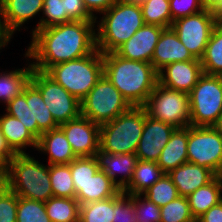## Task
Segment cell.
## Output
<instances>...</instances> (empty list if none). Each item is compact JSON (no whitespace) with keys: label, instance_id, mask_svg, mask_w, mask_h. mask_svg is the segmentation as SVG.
<instances>
[{"label":"cell","instance_id":"cell-19","mask_svg":"<svg viewBox=\"0 0 222 222\" xmlns=\"http://www.w3.org/2000/svg\"><path fill=\"white\" fill-rule=\"evenodd\" d=\"M95 158L99 170L104 171L121 190L130 183L138 161L136 154H109L100 149L96 152ZM118 174H122L119 180Z\"/></svg>","mask_w":222,"mask_h":222},{"label":"cell","instance_id":"cell-54","mask_svg":"<svg viewBox=\"0 0 222 222\" xmlns=\"http://www.w3.org/2000/svg\"><path fill=\"white\" fill-rule=\"evenodd\" d=\"M3 183V169L0 168V185Z\"/></svg>","mask_w":222,"mask_h":222},{"label":"cell","instance_id":"cell-18","mask_svg":"<svg viewBox=\"0 0 222 222\" xmlns=\"http://www.w3.org/2000/svg\"><path fill=\"white\" fill-rule=\"evenodd\" d=\"M190 60H196V58L181 43L173 28H164L151 59L153 67L159 71L167 64Z\"/></svg>","mask_w":222,"mask_h":222},{"label":"cell","instance_id":"cell-10","mask_svg":"<svg viewBox=\"0 0 222 222\" xmlns=\"http://www.w3.org/2000/svg\"><path fill=\"white\" fill-rule=\"evenodd\" d=\"M30 81L39 89L44 103L59 126L81 115L80 101L45 72L33 68Z\"/></svg>","mask_w":222,"mask_h":222},{"label":"cell","instance_id":"cell-28","mask_svg":"<svg viewBox=\"0 0 222 222\" xmlns=\"http://www.w3.org/2000/svg\"><path fill=\"white\" fill-rule=\"evenodd\" d=\"M29 64L27 68L0 73V102L2 100V103L7 104L23 92L30 81L33 70L32 64Z\"/></svg>","mask_w":222,"mask_h":222},{"label":"cell","instance_id":"cell-1","mask_svg":"<svg viewBox=\"0 0 222 222\" xmlns=\"http://www.w3.org/2000/svg\"><path fill=\"white\" fill-rule=\"evenodd\" d=\"M96 21H71L32 30V41L25 57L35 60L33 68L45 72L49 67L92 54L96 49Z\"/></svg>","mask_w":222,"mask_h":222},{"label":"cell","instance_id":"cell-47","mask_svg":"<svg viewBox=\"0 0 222 222\" xmlns=\"http://www.w3.org/2000/svg\"><path fill=\"white\" fill-rule=\"evenodd\" d=\"M196 222H222V201L207 210Z\"/></svg>","mask_w":222,"mask_h":222},{"label":"cell","instance_id":"cell-52","mask_svg":"<svg viewBox=\"0 0 222 222\" xmlns=\"http://www.w3.org/2000/svg\"><path fill=\"white\" fill-rule=\"evenodd\" d=\"M126 1H130V2H132V3L141 5V4L144 3L146 0H126Z\"/></svg>","mask_w":222,"mask_h":222},{"label":"cell","instance_id":"cell-20","mask_svg":"<svg viewBox=\"0 0 222 222\" xmlns=\"http://www.w3.org/2000/svg\"><path fill=\"white\" fill-rule=\"evenodd\" d=\"M177 187L179 196H189L201 186L211 182L217 175L210 169L186 162L168 173Z\"/></svg>","mask_w":222,"mask_h":222},{"label":"cell","instance_id":"cell-14","mask_svg":"<svg viewBox=\"0 0 222 222\" xmlns=\"http://www.w3.org/2000/svg\"><path fill=\"white\" fill-rule=\"evenodd\" d=\"M175 127L146 115L143 133L135 154L138 160L157 162Z\"/></svg>","mask_w":222,"mask_h":222},{"label":"cell","instance_id":"cell-13","mask_svg":"<svg viewBox=\"0 0 222 222\" xmlns=\"http://www.w3.org/2000/svg\"><path fill=\"white\" fill-rule=\"evenodd\" d=\"M59 128L64 132L77 157H92L99 150L100 125L79 116L63 123Z\"/></svg>","mask_w":222,"mask_h":222},{"label":"cell","instance_id":"cell-15","mask_svg":"<svg viewBox=\"0 0 222 222\" xmlns=\"http://www.w3.org/2000/svg\"><path fill=\"white\" fill-rule=\"evenodd\" d=\"M203 74L200 59L173 62L158 71V83L189 94Z\"/></svg>","mask_w":222,"mask_h":222},{"label":"cell","instance_id":"cell-33","mask_svg":"<svg viewBox=\"0 0 222 222\" xmlns=\"http://www.w3.org/2000/svg\"><path fill=\"white\" fill-rule=\"evenodd\" d=\"M113 217L114 196L80 205L79 222H112Z\"/></svg>","mask_w":222,"mask_h":222},{"label":"cell","instance_id":"cell-3","mask_svg":"<svg viewBox=\"0 0 222 222\" xmlns=\"http://www.w3.org/2000/svg\"><path fill=\"white\" fill-rule=\"evenodd\" d=\"M3 183L18 197L46 202L53 196L49 165L29 153L16 154L3 169Z\"/></svg>","mask_w":222,"mask_h":222},{"label":"cell","instance_id":"cell-4","mask_svg":"<svg viewBox=\"0 0 222 222\" xmlns=\"http://www.w3.org/2000/svg\"><path fill=\"white\" fill-rule=\"evenodd\" d=\"M97 23L96 47L101 53L114 52L144 24L141 6L118 0Z\"/></svg>","mask_w":222,"mask_h":222},{"label":"cell","instance_id":"cell-23","mask_svg":"<svg viewBox=\"0 0 222 222\" xmlns=\"http://www.w3.org/2000/svg\"><path fill=\"white\" fill-rule=\"evenodd\" d=\"M0 130L8 145L16 154L26 153L24 149H26L27 146H32L37 150L38 139L18 118L8 113L0 116Z\"/></svg>","mask_w":222,"mask_h":222},{"label":"cell","instance_id":"cell-11","mask_svg":"<svg viewBox=\"0 0 222 222\" xmlns=\"http://www.w3.org/2000/svg\"><path fill=\"white\" fill-rule=\"evenodd\" d=\"M187 158L217 175L222 166V135L214 126H188Z\"/></svg>","mask_w":222,"mask_h":222},{"label":"cell","instance_id":"cell-8","mask_svg":"<svg viewBox=\"0 0 222 222\" xmlns=\"http://www.w3.org/2000/svg\"><path fill=\"white\" fill-rule=\"evenodd\" d=\"M80 105L81 116L98 125L114 120L132 107L104 74Z\"/></svg>","mask_w":222,"mask_h":222},{"label":"cell","instance_id":"cell-22","mask_svg":"<svg viewBox=\"0 0 222 222\" xmlns=\"http://www.w3.org/2000/svg\"><path fill=\"white\" fill-rule=\"evenodd\" d=\"M37 150L49 154V165L69 164L77 158L64 132L59 127L42 133L38 139Z\"/></svg>","mask_w":222,"mask_h":222},{"label":"cell","instance_id":"cell-46","mask_svg":"<svg viewBox=\"0 0 222 222\" xmlns=\"http://www.w3.org/2000/svg\"><path fill=\"white\" fill-rule=\"evenodd\" d=\"M15 155L0 130V168L4 169Z\"/></svg>","mask_w":222,"mask_h":222},{"label":"cell","instance_id":"cell-5","mask_svg":"<svg viewBox=\"0 0 222 222\" xmlns=\"http://www.w3.org/2000/svg\"><path fill=\"white\" fill-rule=\"evenodd\" d=\"M45 73L81 101L103 76V57L99 50L87 56L61 62Z\"/></svg>","mask_w":222,"mask_h":222},{"label":"cell","instance_id":"cell-39","mask_svg":"<svg viewBox=\"0 0 222 222\" xmlns=\"http://www.w3.org/2000/svg\"><path fill=\"white\" fill-rule=\"evenodd\" d=\"M43 16L34 30L48 28L65 23L64 0H44Z\"/></svg>","mask_w":222,"mask_h":222},{"label":"cell","instance_id":"cell-12","mask_svg":"<svg viewBox=\"0 0 222 222\" xmlns=\"http://www.w3.org/2000/svg\"><path fill=\"white\" fill-rule=\"evenodd\" d=\"M216 25L214 13L202 10L199 13L176 19L171 27L191 54L196 59H201Z\"/></svg>","mask_w":222,"mask_h":222},{"label":"cell","instance_id":"cell-40","mask_svg":"<svg viewBox=\"0 0 222 222\" xmlns=\"http://www.w3.org/2000/svg\"><path fill=\"white\" fill-rule=\"evenodd\" d=\"M73 182H86L92 178L99 170L95 156L77 157L69 163Z\"/></svg>","mask_w":222,"mask_h":222},{"label":"cell","instance_id":"cell-21","mask_svg":"<svg viewBox=\"0 0 222 222\" xmlns=\"http://www.w3.org/2000/svg\"><path fill=\"white\" fill-rule=\"evenodd\" d=\"M76 199L80 205L105 200L115 196L121 189L102 170L86 182H73Z\"/></svg>","mask_w":222,"mask_h":222},{"label":"cell","instance_id":"cell-9","mask_svg":"<svg viewBox=\"0 0 222 222\" xmlns=\"http://www.w3.org/2000/svg\"><path fill=\"white\" fill-rule=\"evenodd\" d=\"M142 107L147 116L176 129L190 126V102L187 93L157 83Z\"/></svg>","mask_w":222,"mask_h":222},{"label":"cell","instance_id":"cell-32","mask_svg":"<svg viewBox=\"0 0 222 222\" xmlns=\"http://www.w3.org/2000/svg\"><path fill=\"white\" fill-rule=\"evenodd\" d=\"M140 6L145 24L164 28L172 26L169 0H146Z\"/></svg>","mask_w":222,"mask_h":222},{"label":"cell","instance_id":"cell-34","mask_svg":"<svg viewBox=\"0 0 222 222\" xmlns=\"http://www.w3.org/2000/svg\"><path fill=\"white\" fill-rule=\"evenodd\" d=\"M142 196L161 207L176 199L179 194L171 178L165 174L153 186L145 190Z\"/></svg>","mask_w":222,"mask_h":222},{"label":"cell","instance_id":"cell-31","mask_svg":"<svg viewBox=\"0 0 222 222\" xmlns=\"http://www.w3.org/2000/svg\"><path fill=\"white\" fill-rule=\"evenodd\" d=\"M53 196L75 198V188L69 164L49 165Z\"/></svg>","mask_w":222,"mask_h":222},{"label":"cell","instance_id":"cell-7","mask_svg":"<svg viewBox=\"0 0 222 222\" xmlns=\"http://www.w3.org/2000/svg\"><path fill=\"white\" fill-rule=\"evenodd\" d=\"M190 125L215 126L222 115V76L203 73L189 93Z\"/></svg>","mask_w":222,"mask_h":222},{"label":"cell","instance_id":"cell-53","mask_svg":"<svg viewBox=\"0 0 222 222\" xmlns=\"http://www.w3.org/2000/svg\"><path fill=\"white\" fill-rule=\"evenodd\" d=\"M217 177L221 180V182H222V166H221V168H220V170H219V172H218V174H217Z\"/></svg>","mask_w":222,"mask_h":222},{"label":"cell","instance_id":"cell-50","mask_svg":"<svg viewBox=\"0 0 222 222\" xmlns=\"http://www.w3.org/2000/svg\"><path fill=\"white\" fill-rule=\"evenodd\" d=\"M214 17L217 25L222 26V2L220 6L214 12Z\"/></svg>","mask_w":222,"mask_h":222},{"label":"cell","instance_id":"cell-51","mask_svg":"<svg viewBox=\"0 0 222 222\" xmlns=\"http://www.w3.org/2000/svg\"><path fill=\"white\" fill-rule=\"evenodd\" d=\"M219 133L222 135V115L220 117V119L218 120L217 124L214 126Z\"/></svg>","mask_w":222,"mask_h":222},{"label":"cell","instance_id":"cell-44","mask_svg":"<svg viewBox=\"0 0 222 222\" xmlns=\"http://www.w3.org/2000/svg\"><path fill=\"white\" fill-rule=\"evenodd\" d=\"M65 23L71 21H97L85 8L82 0H64Z\"/></svg>","mask_w":222,"mask_h":222},{"label":"cell","instance_id":"cell-26","mask_svg":"<svg viewBox=\"0 0 222 222\" xmlns=\"http://www.w3.org/2000/svg\"><path fill=\"white\" fill-rule=\"evenodd\" d=\"M222 182L216 176L208 184L201 186L187 196L192 216L197 220L212 206L222 201Z\"/></svg>","mask_w":222,"mask_h":222},{"label":"cell","instance_id":"cell-45","mask_svg":"<svg viewBox=\"0 0 222 222\" xmlns=\"http://www.w3.org/2000/svg\"><path fill=\"white\" fill-rule=\"evenodd\" d=\"M88 13L97 19V16L93 12L104 13L112 5H114L118 0H82Z\"/></svg>","mask_w":222,"mask_h":222},{"label":"cell","instance_id":"cell-41","mask_svg":"<svg viewBox=\"0 0 222 222\" xmlns=\"http://www.w3.org/2000/svg\"><path fill=\"white\" fill-rule=\"evenodd\" d=\"M18 196L4 183L0 185V222H16Z\"/></svg>","mask_w":222,"mask_h":222},{"label":"cell","instance_id":"cell-16","mask_svg":"<svg viewBox=\"0 0 222 222\" xmlns=\"http://www.w3.org/2000/svg\"><path fill=\"white\" fill-rule=\"evenodd\" d=\"M164 27L144 24L114 52L122 58L151 63L155 46Z\"/></svg>","mask_w":222,"mask_h":222},{"label":"cell","instance_id":"cell-6","mask_svg":"<svg viewBox=\"0 0 222 222\" xmlns=\"http://www.w3.org/2000/svg\"><path fill=\"white\" fill-rule=\"evenodd\" d=\"M146 115L142 106H132L114 120L100 125L99 149L109 154H135Z\"/></svg>","mask_w":222,"mask_h":222},{"label":"cell","instance_id":"cell-17","mask_svg":"<svg viewBox=\"0 0 222 222\" xmlns=\"http://www.w3.org/2000/svg\"><path fill=\"white\" fill-rule=\"evenodd\" d=\"M44 0H0L1 21L5 32L12 38L14 31L42 11Z\"/></svg>","mask_w":222,"mask_h":222},{"label":"cell","instance_id":"cell-48","mask_svg":"<svg viewBox=\"0 0 222 222\" xmlns=\"http://www.w3.org/2000/svg\"><path fill=\"white\" fill-rule=\"evenodd\" d=\"M222 0H199V3L203 10L215 12L220 6Z\"/></svg>","mask_w":222,"mask_h":222},{"label":"cell","instance_id":"cell-29","mask_svg":"<svg viewBox=\"0 0 222 222\" xmlns=\"http://www.w3.org/2000/svg\"><path fill=\"white\" fill-rule=\"evenodd\" d=\"M51 222H79L80 203L76 198L52 196L45 202Z\"/></svg>","mask_w":222,"mask_h":222},{"label":"cell","instance_id":"cell-24","mask_svg":"<svg viewBox=\"0 0 222 222\" xmlns=\"http://www.w3.org/2000/svg\"><path fill=\"white\" fill-rule=\"evenodd\" d=\"M188 126L176 129L163 148L157 161L165 174L188 162L187 158Z\"/></svg>","mask_w":222,"mask_h":222},{"label":"cell","instance_id":"cell-30","mask_svg":"<svg viewBox=\"0 0 222 222\" xmlns=\"http://www.w3.org/2000/svg\"><path fill=\"white\" fill-rule=\"evenodd\" d=\"M200 61L203 73L222 76V26L213 29Z\"/></svg>","mask_w":222,"mask_h":222},{"label":"cell","instance_id":"cell-37","mask_svg":"<svg viewBox=\"0 0 222 222\" xmlns=\"http://www.w3.org/2000/svg\"><path fill=\"white\" fill-rule=\"evenodd\" d=\"M6 113L18 118L21 123L32 133L30 114V81L23 92L6 104Z\"/></svg>","mask_w":222,"mask_h":222},{"label":"cell","instance_id":"cell-49","mask_svg":"<svg viewBox=\"0 0 222 222\" xmlns=\"http://www.w3.org/2000/svg\"><path fill=\"white\" fill-rule=\"evenodd\" d=\"M1 13H0V49L7 46L10 42L11 37L5 32L2 22H1Z\"/></svg>","mask_w":222,"mask_h":222},{"label":"cell","instance_id":"cell-27","mask_svg":"<svg viewBox=\"0 0 222 222\" xmlns=\"http://www.w3.org/2000/svg\"><path fill=\"white\" fill-rule=\"evenodd\" d=\"M165 173L157 162L138 160L130 183L122 190L125 194H142L153 186Z\"/></svg>","mask_w":222,"mask_h":222},{"label":"cell","instance_id":"cell-2","mask_svg":"<svg viewBox=\"0 0 222 222\" xmlns=\"http://www.w3.org/2000/svg\"><path fill=\"white\" fill-rule=\"evenodd\" d=\"M103 74L131 106H143L158 83V71L149 62L102 53Z\"/></svg>","mask_w":222,"mask_h":222},{"label":"cell","instance_id":"cell-42","mask_svg":"<svg viewBox=\"0 0 222 222\" xmlns=\"http://www.w3.org/2000/svg\"><path fill=\"white\" fill-rule=\"evenodd\" d=\"M142 194H135V212L138 222H160V207L149 201L147 198H141Z\"/></svg>","mask_w":222,"mask_h":222},{"label":"cell","instance_id":"cell-38","mask_svg":"<svg viewBox=\"0 0 222 222\" xmlns=\"http://www.w3.org/2000/svg\"><path fill=\"white\" fill-rule=\"evenodd\" d=\"M112 222H138L135 212V195L120 190L114 196V217Z\"/></svg>","mask_w":222,"mask_h":222},{"label":"cell","instance_id":"cell-36","mask_svg":"<svg viewBox=\"0 0 222 222\" xmlns=\"http://www.w3.org/2000/svg\"><path fill=\"white\" fill-rule=\"evenodd\" d=\"M160 222H196L192 216L188 198L178 196L167 205L160 207Z\"/></svg>","mask_w":222,"mask_h":222},{"label":"cell","instance_id":"cell-43","mask_svg":"<svg viewBox=\"0 0 222 222\" xmlns=\"http://www.w3.org/2000/svg\"><path fill=\"white\" fill-rule=\"evenodd\" d=\"M172 21L201 12L199 0H169Z\"/></svg>","mask_w":222,"mask_h":222},{"label":"cell","instance_id":"cell-25","mask_svg":"<svg viewBox=\"0 0 222 222\" xmlns=\"http://www.w3.org/2000/svg\"><path fill=\"white\" fill-rule=\"evenodd\" d=\"M30 114L32 134L39 139L42 133L56 129L59 125L55 122L51 112L44 103L39 89L30 81Z\"/></svg>","mask_w":222,"mask_h":222},{"label":"cell","instance_id":"cell-35","mask_svg":"<svg viewBox=\"0 0 222 222\" xmlns=\"http://www.w3.org/2000/svg\"><path fill=\"white\" fill-rule=\"evenodd\" d=\"M16 222H51L45 202L18 197Z\"/></svg>","mask_w":222,"mask_h":222}]
</instances>
